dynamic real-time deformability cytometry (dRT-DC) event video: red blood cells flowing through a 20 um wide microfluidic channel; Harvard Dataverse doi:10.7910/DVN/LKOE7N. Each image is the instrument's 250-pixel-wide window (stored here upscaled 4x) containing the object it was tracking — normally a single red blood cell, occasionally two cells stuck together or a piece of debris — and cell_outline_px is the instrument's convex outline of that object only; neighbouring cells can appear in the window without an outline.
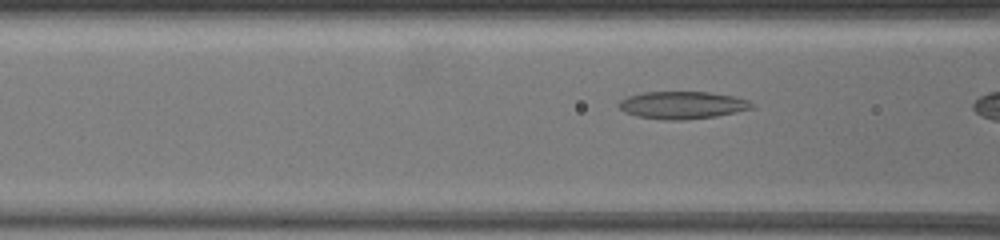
{"species": "common noctule bat (a hibernating species)", "species_latin": "Nyctalus noctula", "temperature_condition": "warm", "stored_images_in_passage": 15, "camera_frame_rate_fps": 3000, "um_per_image_px": 0.085, "animal": {"sex": "female", "body_mass_g": 19.5, "forearm_length_mm": 54.1}, "frame": {"image": 1, "passage_image": 5, "time_ms": 0.667, "image_size_px": [1000, 240], "cell_outline_px": [[756, 104], [752, 108], [736, 112], [716, 116], [684, 120], [664, 120], [636, 116], [624, 112], [616, 104], [620, 100], [628, 96], [644, 92], [708, 92], [732, 96], [748, 100]], "centroid_in_image_um": [57.98, 8.94], "position_along_channel_um": 108.6, "area_um2": 21.33}}
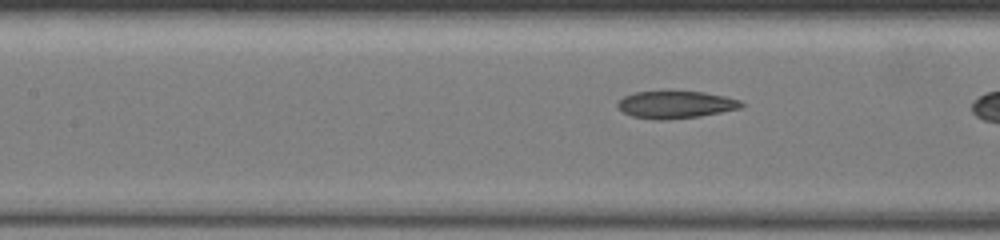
{"frame": {"image": 2, "passage_image": 11, "time_ms": 1.667, "image_size_px": [1000, 240], "cell_outline_px": [[744, 104], [740, 108], [700, 116], [664, 120], [656, 120], [632, 116], [624, 112], [616, 104], [624, 96], [636, 92], [704, 92], [724, 96], [740, 100]], "centroid_in_image_um": [57.43, 8.9], "position_along_channel_um": 150.0, "area_um2": 19.36}}